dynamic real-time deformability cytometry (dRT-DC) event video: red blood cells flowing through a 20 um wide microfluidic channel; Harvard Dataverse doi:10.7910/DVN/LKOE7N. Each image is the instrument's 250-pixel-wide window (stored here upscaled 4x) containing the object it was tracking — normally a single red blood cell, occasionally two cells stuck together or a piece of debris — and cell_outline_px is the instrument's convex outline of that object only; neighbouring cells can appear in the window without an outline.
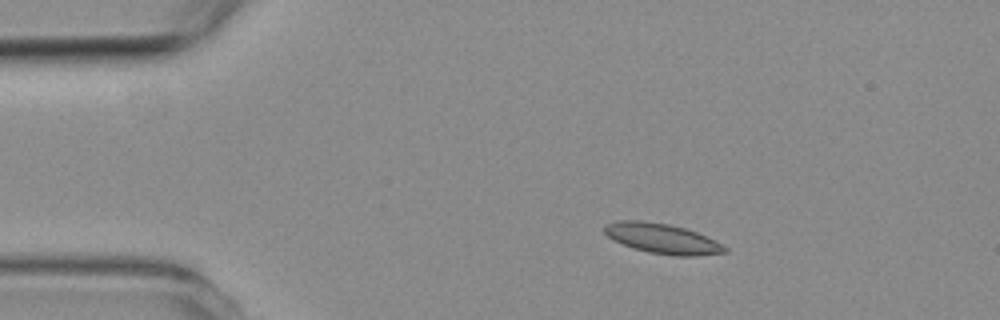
{"species": "common noctule bat (a hibernating species)", "species_latin": "Nyctalus noctula", "temperature_condition": "room temperature", "stored_images_in_passage": 4, "camera_frame_rate_fps": 3000, "um_per_image_px": 0.085, "animal": {"sex": "female", "body_mass_g": 19.3, "forearm_length_mm": 54.1}, "frame": {"image": 1, "passage_image": 2, "time_ms": 1.333, "image_size_px": [1000, 320], "cell_outline_px": [[728, 252], [696, 256], [676, 256], [648, 252], [632, 248], [612, 240], [604, 232], [604, 228], [608, 224], [620, 220], [640, 220], [668, 224], [684, 228], [696, 232], [716, 240], [728, 248]], "centroid_in_image_um": [56.31, 20.29], "position_along_channel_um": 28.7, "area_um2": 21.1}}